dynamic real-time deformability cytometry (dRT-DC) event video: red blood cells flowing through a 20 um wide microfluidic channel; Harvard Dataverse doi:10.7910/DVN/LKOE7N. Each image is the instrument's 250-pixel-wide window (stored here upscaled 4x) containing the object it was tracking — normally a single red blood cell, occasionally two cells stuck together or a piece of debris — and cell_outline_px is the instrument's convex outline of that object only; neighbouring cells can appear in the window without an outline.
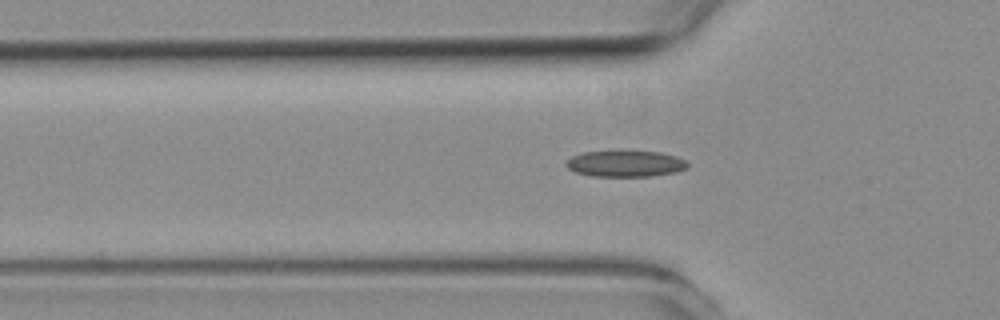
{"species": "common noctule bat (a hibernating species)", "species_latin": "Nyctalus noctula", "temperature_condition": "room temperature", "stored_images_in_passage": 6, "camera_frame_rate_fps": 3000, "um_per_image_px": 0.085, "animal": {"sex": "female", "body_mass_g": 19.3, "forearm_length_mm": 54.1}, "frame": {"image": 1, "passage_image": 3, "time_ms": 0.667, "image_size_px": [1000, 320], "cell_outline_px": [[688, 168], [676, 172], [652, 176], [592, 176], [576, 172], [568, 168], [564, 164], [572, 156], [584, 152], [660, 152], [676, 156], [688, 160]], "centroid_in_image_um": [53.2, 13.92], "position_along_channel_um": 72.6, "area_um2": 18.38}}